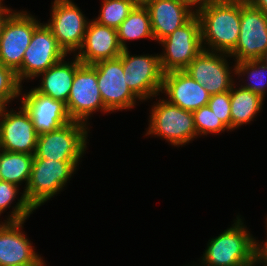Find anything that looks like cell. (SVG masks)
<instances>
[{"label": "cell", "instance_id": "24", "mask_svg": "<svg viewBox=\"0 0 267 266\" xmlns=\"http://www.w3.org/2000/svg\"><path fill=\"white\" fill-rule=\"evenodd\" d=\"M34 155L8 152L0 149V175L2 181L19 186L25 182L27 186Z\"/></svg>", "mask_w": 267, "mask_h": 266}, {"label": "cell", "instance_id": "6", "mask_svg": "<svg viewBox=\"0 0 267 266\" xmlns=\"http://www.w3.org/2000/svg\"><path fill=\"white\" fill-rule=\"evenodd\" d=\"M165 51L160 55V65L164 73L182 71L203 50L201 25L195 14L186 24L159 41Z\"/></svg>", "mask_w": 267, "mask_h": 266}, {"label": "cell", "instance_id": "40", "mask_svg": "<svg viewBox=\"0 0 267 266\" xmlns=\"http://www.w3.org/2000/svg\"><path fill=\"white\" fill-rule=\"evenodd\" d=\"M3 106H4V105L0 102V111H1V109H2Z\"/></svg>", "mask_w": 267, "mask_h": 266}, {"label": "cell", "instance_id": "11", "mask_svg": "<svg viewBox=\"0 0 267 266\" xmlns=\"http://www.w3.org/2000/svg\"><path fill=\"white\" fill-rule=\"evenodd\" d=\"M97 73V82L105 107L111 112L130 109L138 99L127 86L120 57L90 65Z\"/></svg>", "mask_w": 267, "mask_h": 266}, {"label": "cell", "instance_id": "19", "mask_svg": "<svg viewBox=\"0 0 267 266\" xmlns=\"http://www.w3.org/2000/svg\"><path fill=\"white\" fill-rule=\"evenodd\" d=\"M145 7L150 15L154 40L158 42L196 14V10L181 0H149Z\"/></svg>", "mask_w": 267, "mask_h": 266}, {"label": "cell", "instance_id": "14", "mask_svg": "<svg viewBox=\"0 0 267 266\" xmlns=\"http://www.w3.org/2000/svg\"><path fill=\"white\" fill-rule=\"evenodd\" d=\"M0 111V149L8 152L35 154L39 134L35 131L32 119L25 109Z\"/></svg>", "mask_w": 267, "mask_h": 266}, {"label": "cell", "instance_id": "31", "mask_svg": "<svg viewBox=\"0 0 267 266\" xmlns=\"http://www.w3.org/2000/svg\"><path fill=\"white\" fill-rule=\"evenodd\" d=\"M2 1L3 0H0V34L5 20L13 12L11 8L9 9L8 7L3 6Z\"/></svg>", "mask_w": 267, "mask_h": 266}, {"label": "cell", "instance_id": "36", "mask_svg": "<svg viewBox=\"0 0 267 266\" xmlns=\"http://www.w3.org/2000/svg\"><path fill=\"white\" fill-rule=\"evenodd\" d=\"M46 263L42 258H40L37 262L35 263H30V264H23V265H16V266H45Z\"/></svg>", "mask_w": 267, "mask_h": 266}, {"label": "cell", "instance_id": "8", "mask_svg": "<svg viewBox=\"0 0 267 266\" xmlns=\"http://www.w3.org/2000/svg\"><path fill=\"white\" fill-rule=\"evenodd\" d=\"M127 86L138 100H147L162 92L163 75L159 55H130L123 49L121 55Z\"/></svg>", "mask_w": 267, "mask_h": 266}, {"label": "cell", "instance_id": "12", "mask_svg": "<svg viewBox=\"0 0 267 266\" xmlns=\"http://www.w3.org/2000/svg\"><path fill=\"white\" fill-rule=\"evenodd\" d=\"M66 108L72 121L85 124L92 112L100 109L110 113L98 88L97 73L90 65L82 64L76 70Z\"/></svg>", "mask_w": 267, "mask_h": 266}, {"label": "cell", "instance_id": "28", "mask_svg": "<svg viewBox=\"0 0 267 266\" xmlns=\"http://www.w3.org/2000/svg\"><path fill=\"white\" fill-rule=\"evenodd\" d=\"M22 85L19 82L16 72L0 64V102L7 106L14 98L22 93Z\"/></svg>", "mask_w": 267, "mask_h": 266}, {"label": "cell", "instance_id": "25", "mask_svg": "<svg viewBox=\"0 0 267 266\" xmlns=\"http://www.w3.org/2000/svg\"><path fill=\"white\" fill-rule=\"evenodd\" d=\"M233 66L234 69L231 71H234L235 75L239 77L247 74V78L250 79V83L241 84L240 86L265 99V93L267 92V89H265L267 88V67L259 59L236 62Z\"/></svg>", "mask_w": 267, "mask_h": 266}, {"label": "cell", "instance_id": "13", "mask_svg": "<svg viewBox=\"0 0 267 266\" xmlns=\"http://www.w3.org/2000/svg\"><path fill=\"white\" fill-rule=\"evenodd\" d=\"M267 49V14L251 3L241 2L239 39L229 53L235 62L256 60Z\"/></svg>", "mask_w": 267, "mask_h": 266}, {"label": "cell", "instance_id": "35", "mask_svg": "<svg viewBox=\"0 0 267 266\" xmlns=\"http://www.w3.org/2000/svg\"><path fill=\"white\" fill-rule=\"evenodd\" d=\"M262 243H263V244H262ZM261 244H262V245H261ZM258 251H259L265 258H267V239H266V242L262 241V242L259 244Z\"/></svg>", "mask_w": 267, "mask_h": 266}, {"label": "cell", "instance_id": "23", "mask_svg": "<svg viewBox=\"0 0 267 266\" xmlns=\"http://www.w3.org/2000/svg\"><path fill=\"white\" fill-rule=\"evenodd\" d=\"M122 49H127V40L150 38L154 40L150 15L145 5H136L117 29Z\"/></svg>", "mask_w": 267, "mask_h": 266}, {"label": "cell", "instance_id": "16", "mask_svg": "<svg viewBox=\"0 0 267 266\" xmlns=\"http://www.w3.org/2000/svg\"><path fill=\"white\" fill-rule=\"evenodd\" d=\"M21 99V106L29 114L38 134L58 130L72 121L65 103L43 95L33 88L24 93Z\"/></svg>", "mask_w": 267, "mask_h": 266}, {"label": "cell", "instance_id": "18", "mask_svg": "<svg viewBox=\"0 0 267 266\" xmlns=\"http://www.w3.org/2000/svg\"><path fill=\"white\" fill-rule=\"evenodd\" d=\"M122 51L117 30L91 20L76 57L82 64L91 65L101 60L118 58Z\"/></svg>", "mask_w": 267, "mask_h": 266}, {"label": "cell", "instance_id": "15", "mask_svg": "<svg viewBox=\"0 0 267 266\" xmlns=\"http://www.w3.org/2000/svg\"><path fill=\"white\" fill-rule=\"evenodd\" d=\"M227 53L202 50L184 70L210 94L230 91L234 81Z\"/></svg>", "mask_w": 267, "mask_h": 266}, {"label": "cell", "instance_id": "7", "mask_svg": "<svg viewBox=\"0 0 267 266\" xmlns=\"http://www.w3.org/2000/svg\"><path fill=\"white\" fill-rule=\"evenodd\" d=\"M40 21L27 12H12L5 20L0 34V64L15 72L22 66L34 30Z\"/></svg>", "mask_w": 267, "mask_h": 266}, {"label": "cell", "instance_id": "33", "mask_svg": "<svg viewBox=\"0 0 267 266\" xmlns=\"http://www.w3.org/2000/svg\"><path fill=\"white\" fill-rule=\"evenodd\" d=\"M181 1L186 2L191 7H193L195 5L194 7H196L197 9H199L200 7H203L204 5H206L207 3H209V2H211L213 0H181Z\"/></svg>", "mask_w": 267, "mask_h": 266}, {"label": "cell", "instance_id": "29", "mask_svg": "<svg viewBox=\"0 0 267 266\" xmlns=\"http://www.w3.org/2000/svg\"><path fill=\"white\" fill-rule=\"evenodd\" d=\"M207 105L222 121V123L231 131L230 91L210 95Z\"/></svg>", "mask_w": 267, "mask_h": 266}, {"label": "cell", "instance_id": "34", "mask_svg": "<svg viewBox=\"0 0 267 266\" xmlns=\"http://www.w3.org/2000/svg\"><path fill=\"white\" fill-rule=\"evenodd\" d=\"M251 4L255 8L262 10L265 14H267V0H253Z\"/></svg>", "mask_w": 267, "mask_h": 266}, {"label": "cell", "instance_id": "32", "mask_svg": "<svg viewBox=\"0 0 267 266\" xmlns=\"http://www.w3.org/2000/svg\"><path fill=\"white\" fill-rule=\"evenodd\" d=\"M259 264L263 266H267V258H265L259 251L253 256L251 263L249 266H255L256 264Z\"/></svg>", "mask_w": 267, "mask_h": 266}, {"label": "cell", "instance_id": "10", "mask_svg": "<svg viewBox=\"0 0 267 266\" xmlns=\"http://www.w3.org/2000/svg\"><path fill=\"white\" fill-rule=\"evenodd\" d=\"M51 19L46 26L66 54L77 51L83 44L90 22L71 0H54Z\"/></svg>", "mask_w": 267, "mask_h": 266}, {"label": "cell", "instance_id": "2", "mask_svg": "<svg viewBox=\"0 0 267 266\" xmlns=\"http://www.w3.org/2000/svg\"><path fill=\"white\" fill-rule=\"evenodd\" d=\"M195 10L201 25L203 50L229 54L239 39L241 2L213 0ZM206 43L211 49L206 48Z\"/></svg>", "mask_w": 267, "mask_h": 266}, {"label": "cell", "instance_id": "22", "mask_svg": "<svg viewBox=\"0 0 267 266\" xmlns=\"http://www.w3.org/2000/svg\"><path fill=\"white\" fill-rule=\"evenodd\" d=\"M234 84L230 90L231 105V130L238 128L243 124H248L257 116L262 109L264 99L243 87L234 88Z\"/></svg>", "mask_w": 267, "mask_h": 266}, {"label": "cell", "instance_id": "38", "mask_svg": "<svg viewBox=\"0 0 267 266\" xmlns=\"http://www.w3.org/2000/svg\"><path fill=\"white\" fill-rule=\"evenodd\" d=\"M133 1L136 5H145L149 0H131Z\"/></svg>", "mask_w": 267, "mask_h": 266}, {"label": "cell", "instance_id": "1", "mask_svg": "<svg viewBox=\"0 0 267 266\" xmlns=\"http://www.w3.org/2000/svg\"><path fill=\"white\" fill-rule=\"evenodd\" d=\"M79 161L34 158L27 186L5 222L25 221L30 214L54 197L66 185Z\"/></svg>", "mask_w": 267, "mask_h": 266}, {"label": "cell", "instance_id": "5", "mask_svg": "<svg viewBox=\"0 0 267 266\" xmlns=\"http://www.w3.org/2000/svg\"><path fill=\"white\" fill-rule=\"evenodd\" d=\"M145 135H157L174 146H182L198 137L193 113L160 99L151 109Z\"/></svg>", "mask_w": 267, "mask_h": 266}, {"label": "cell", "instance_id": "26", "mask_svg": "<svg viewBox=\"0 0 267 266\" xmlns=\"http://www.w3.org/2000/svg\"><path fill=\"white\" fill-rule=\"evenodd\" d=\"M104 1V2H103ZM102 8L97 23L118 29L120 24L127 18L136 4L131 0H103Z\"/></svg>", "mask_w": 267, "mask_h": 266}, {"label": "cell", "instance_id": "21", "mask_svg": "<svg viewBox=\"0 0 267 266\" xmlns=\"http://www.w3.org/2000/svg\"><path fill=\"white\" fill-rule=\"evenodd\" d=\"M64 59L66 58L61 59L45 72L40 73L37 77L42 75L41 85L34 89L43 95L67 104L75 72L82 63L76 56L71 63Z\"/></svg>", "mask_w": 267, "mask_h": 266}, {"label": "cell", "instance_id": "3", "mask_svg": "<svg viewBox=\"0 0 267 266\" xmlns=\"http://www.w3.org/2000/svg\"><path fill=\"white\" fill-rule=\"evenodd\" d=\"M232 226L209 240L202 266H249L258 252L259 243L237 216ZM249 232V233H248Z\"/></svg>", "mask_w": 267, "mask_h": 266}, {"label": "cell", "instance_id": "37", "mask_svg": "<svg viewBox=\"0 0 267 266\" xmlns=\"http://www.w3.org/2000/svg\"><path fill=\"white\" fill-rule=\"evenodd\" d=\"M259 60L267 67V49L260 56Z\"/></svg>", "mask_w": 267, "mask_h": 266}, {"label": "cell", "instance_id": "9", "mask_svg": "<svg viewBox=\"0 0 267 266\" xmlns=\"http://www.w3.org/2000/svg\"><path fill=\"white\" fill-rule=\"evenodd\" d=\"M66 56L51 30L41 23L24 52L22 66L16 71L17 78L21 84L24 79H34Z\"/></svg>", "mask_w": 267, "mask_h": 266}, {"label": "cell", "instance_id": "27", "mask_svg": "<svg viewBox=\"0 0 267 266\" xmlns=\"http://www.w3.org/2000/svg\"><path fill=\"white\" fill-rule=\"evenodd\" d=\"M197 135H206L209 133L217 134L221 131H229L222 121L215 115L208 105L192 112Z\"/></svg>", "mask_w": 267, "mask_h": 266}, {"label": "cell", "instance_id": "39", "mask_svg": "<svg viewBox=\"0 0 267 266\" xmlns=\"http://www.w3.org/2000/svg\"><path fill=\"white\" fill-rule=\"evenodd\" d=\"M236 2L251 3L253 0H233Z\"/></svg>", "mask_w": 267, "mask_h": 266}, {"label": "cell", "instance_id": "30", "mask_svg": "<svg viewBox=\"0 0 267 266\" xmlns=\"http://www.w3.org/2000/svg\"><path fill=\"white\" fill-rule=\"evenodd\" d=\"M18 188L19 186L7 181L0 182V215L14 201L19 192Z\"/></svg>", "mask_w": 267, "mask_h": 266}, {"label": "cell", "instance_id": "4", "mask_svg": "<svg viewBox=\"0 0 267 266\" xmlns=\"http://www.w3.org/2000/svg\"><path fill=\"white\" fill-rule=\"evenodd\" d=\"M88 125L71 121L60 129L39 134L34 158L80 161L87 148Z\"/></svg>", "mask_w": 267, "mask_h": 266}, {"label": "cell", "instance_id": "17", "mask_svg": "<svg viewBox=\"0 0 267 266\" xmlns=\"http://www.w3.org/2000/svg\"><path fill=\"white\" fill-rule=\"evenodd\" d=\"M161 91L170 104L191 112L206 106L210 99L204 86L184 70L164 73Z\"/></svg>", "mask_w": 267, "mask_h": 266}, {"label": "cell", "instance_id": "20", "mask_svg": "<svg viewBox=\"0 0 267 266\" xmlns=\"http://www.w3.org/2000/svg\"><path fill=\"white\" fill-rule=\"evenodd\" d=\"M20 222L0 224V266H16L37 262L41 257L35 253L31 242L21 231Z\"/></svg>", "mask_w": 267, "mask_h": 266}]
</instances>
